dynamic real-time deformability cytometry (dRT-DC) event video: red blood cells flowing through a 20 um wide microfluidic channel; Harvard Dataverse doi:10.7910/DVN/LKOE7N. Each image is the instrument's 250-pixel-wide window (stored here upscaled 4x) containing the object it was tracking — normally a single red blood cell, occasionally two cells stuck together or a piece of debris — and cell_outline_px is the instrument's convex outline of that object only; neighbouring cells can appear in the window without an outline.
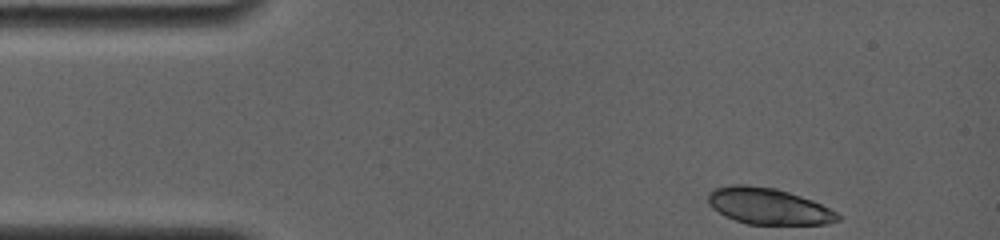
{"species": "common noctule bat (a hibernating species)", "species_latin": "Nyctalus noctula", "temperature_condition": "room temperature", "stored_images_in_passage": 8, "camera_frame_rate_fps": 4000, "um_per_image_px": 0.085, "animal": {"sex": "female", "body_mass_g": 19.0, "forearm_length_mm": 56.7}, "frame": {"image": 1, "passage_image": 1, "time_ms": 0.0, "image_size_px": [1000, 240], "cell_outline_px": [[840, 220], [828, 224], [748, 224], [724, 216], [712, 208], [708, 204], [708, 192], [716, 188], [732, 184], [748, 184], [776, 188], [812, 200], [836, 212], [840, 216]], "centroid_in_image_um": [65.28, 17.52], "position_along_channel_um": 19.7, "area_um2": 27.46}}